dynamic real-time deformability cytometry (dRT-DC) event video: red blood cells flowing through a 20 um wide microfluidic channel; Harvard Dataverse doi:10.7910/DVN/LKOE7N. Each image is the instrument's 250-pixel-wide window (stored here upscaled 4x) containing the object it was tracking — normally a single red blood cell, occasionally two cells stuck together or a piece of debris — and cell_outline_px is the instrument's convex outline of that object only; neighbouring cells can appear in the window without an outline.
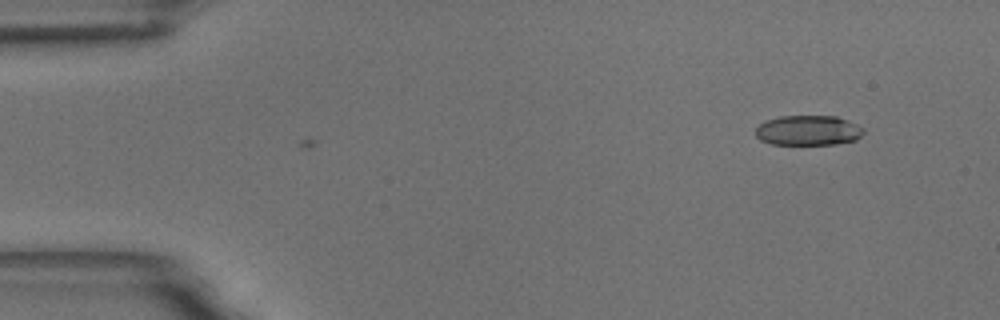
{"species": "common noctule bat (a hibernating species)", "species_latin": "Nyctalus noctula", "temperature_condition": "room temperature", "stored_images_in_passage": 2, "camera_frame_rate_fps": 3000, "um_per_image_px": 0.085, "animal": {"sex": "male", "body_mass_g": 18.8}, "frame": {"image": 1, "passage_image": 1, "time_ms": 0.0, "image_size_px": [1000, 320], "cell_outline_px": [[864, 132], [856, 140], [836, 144], [772, 144], [760, 140], [756, 136], [756, 128], [764, 120], [780, 116], [836, 116], [848, 120], [864, 128]], "centroid_in_image_um": [68.69, 11.08], "position_along_channel_um": 16.3, "area_um2": 18.96}}